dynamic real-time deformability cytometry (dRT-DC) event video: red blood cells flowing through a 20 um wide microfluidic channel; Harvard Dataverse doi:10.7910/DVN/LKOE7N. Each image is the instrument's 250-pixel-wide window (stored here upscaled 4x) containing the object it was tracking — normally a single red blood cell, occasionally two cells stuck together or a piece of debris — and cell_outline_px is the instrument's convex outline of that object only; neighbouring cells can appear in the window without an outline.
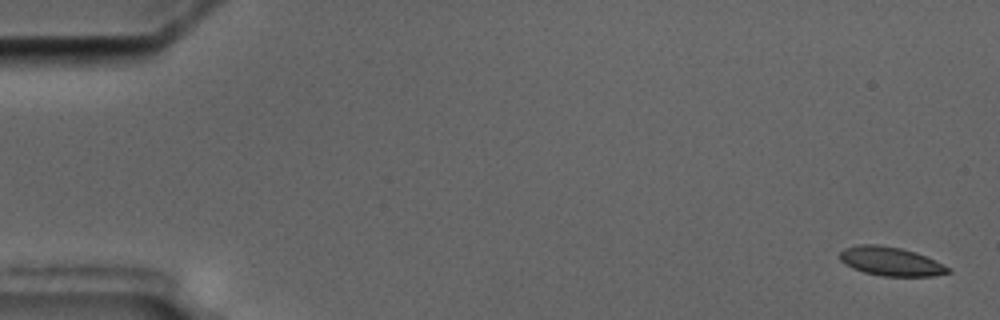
{"species": "common noctule bat (a hibernating species)", "species_latin": "Nyctalus noctula", "temperature_condition": "cold", "stored_images_in_passage": 5, "camera_frame_rate_fps": 3000, "um_per_image_px": 0.085, "animal": {"sex": "male", "body_mass_g": 17.5, "forearm_length_mm": 52.3}, "frame": {"image": 1, "passage_image": 1, "time_ms": 0.0, "image_size_px": [1000, 320], "cell_outline_px": [[952, 272], [932, 276], [880, 276], [864, 272], [852, 268], [844, 264], [840, 260], [840, 252], [844, 248], [856, 244], [876, 244], [900, 248], [916, 252], [952, 268]], "centroid_in_image_um": [75.7, 22.22], "position_along_channel_um": 9.3, "area_um2": 18.32}}
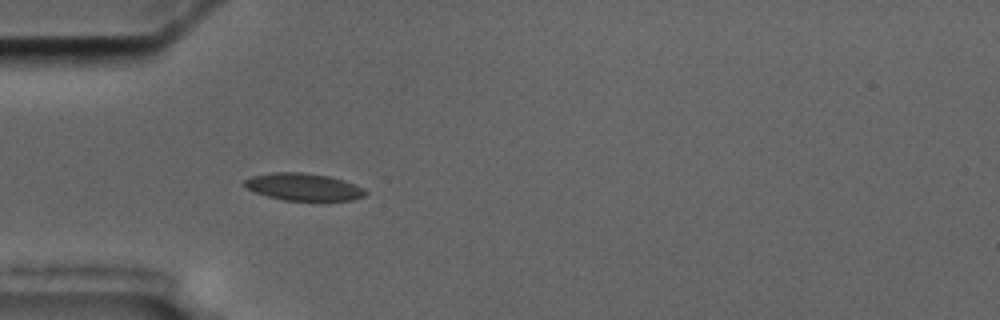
{"frame": {"image": 2, "passage_image": 5, "time_ms": 5.333, "image_size_px": [1000, 320], "cell_outline_px": [[368, 192], [364, 196], [352, 200], [284, 200], [268, 196], [256, 192], [248, 188], [244, 184], [244, 180], [252, 176], [272, 172], [304, 172], [328, 176], [344, 180], [364, 188]], "centroid_in_image_um": [25.82, 15.88], "position_along_channel_um": 59.2, "area_um2": 19.07}}